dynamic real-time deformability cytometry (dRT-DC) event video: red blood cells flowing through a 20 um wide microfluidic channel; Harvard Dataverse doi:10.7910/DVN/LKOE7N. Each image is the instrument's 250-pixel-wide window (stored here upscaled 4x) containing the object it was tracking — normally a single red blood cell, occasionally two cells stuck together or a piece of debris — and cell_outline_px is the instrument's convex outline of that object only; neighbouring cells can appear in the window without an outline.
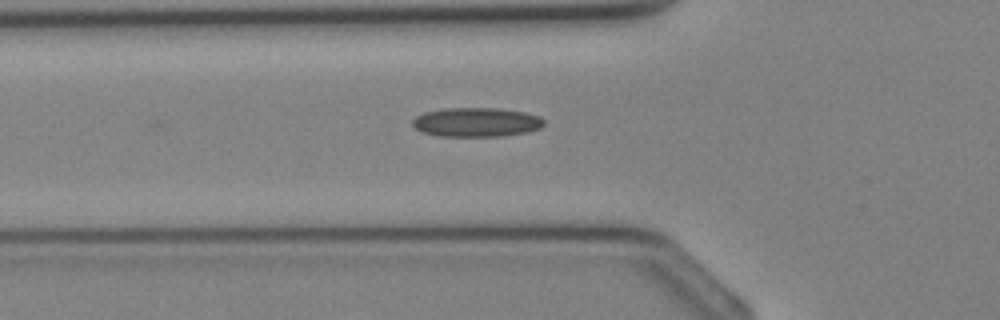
{"species": "Egyptian fruit bat (a non-hibernating species)", "species_latin": "Rousettus aegyptiacus", "temperature_condition": "cold", "stored_images_in_passage": 26, "segment_of_instrument_passage": [1, 2], "camera_frame_rate_fps": 3000, "um_per_image_px": 0.085, "animal": {"sex": "female"}, "frame": {"image": 1, "passage_image": 2, "time_ms": 0.333, "image_size_px": [1000, 320], "cell_outline_px": [[544, 124], [540, 128], [528, 132], [500, 136], [440, 136], [424, 132], [416, 128], [412, 124], [412, 120], [416, 116], [424, 112], [444, 108], [496, 108], [524, 112], [540, 116], [544, 120]], "centroid_in_image_um": [40.5, 10.38], "position_along_channel_um": 85.3, "area_um2": 22.31}}
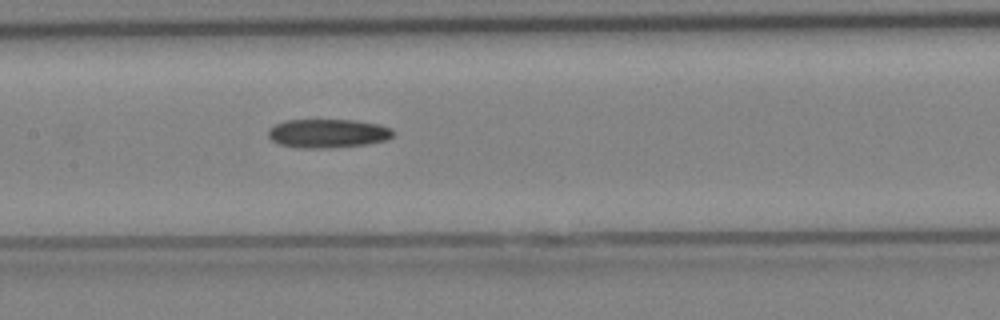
{"frame": {"image": 2, "passage_image": 7, "time_ms": 2.0, "image_size_px": [1000, 320], "cell_outline_px": [[396, 132], [388, 140], [368, 144], [332, 148], [300, 148], [280, 144], [272, 140], [268, 136], [268, 128], [284, 120], [356, 120], [380, 124], [392, 128]], "centroid_in_image_um": [27.91, 11.34], "position_along_channel_um": 179.5, "area_um2": 21.27}}
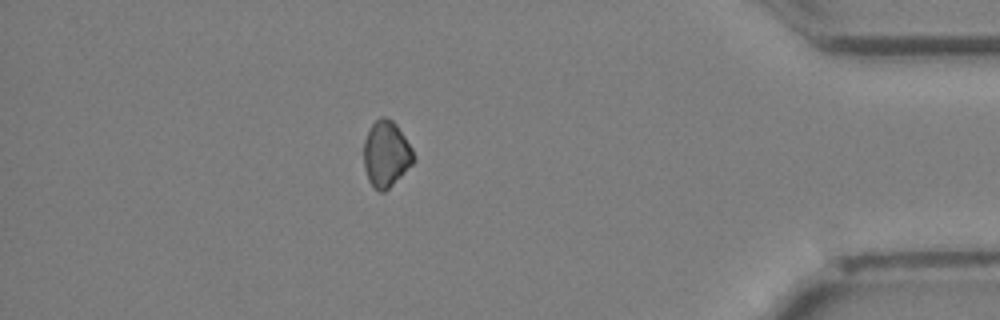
{"frame": {"image": 3, "passage_image": 21, "time_ms": 6.667, "image_size_px": [1000, 320], "cell_outline_px": [[416, 160], [384, 192], [380, 192], [368, 180], [364, 168], [364, 140], [372, 124], [380, 116], [384, 116], [392, 120], [396, 124], [412, 148], [416, 156]], "centroid_in_image_um": [32.83, 13.07], "position_along_channel_um": 402.4, "area_um2": 19.02}}